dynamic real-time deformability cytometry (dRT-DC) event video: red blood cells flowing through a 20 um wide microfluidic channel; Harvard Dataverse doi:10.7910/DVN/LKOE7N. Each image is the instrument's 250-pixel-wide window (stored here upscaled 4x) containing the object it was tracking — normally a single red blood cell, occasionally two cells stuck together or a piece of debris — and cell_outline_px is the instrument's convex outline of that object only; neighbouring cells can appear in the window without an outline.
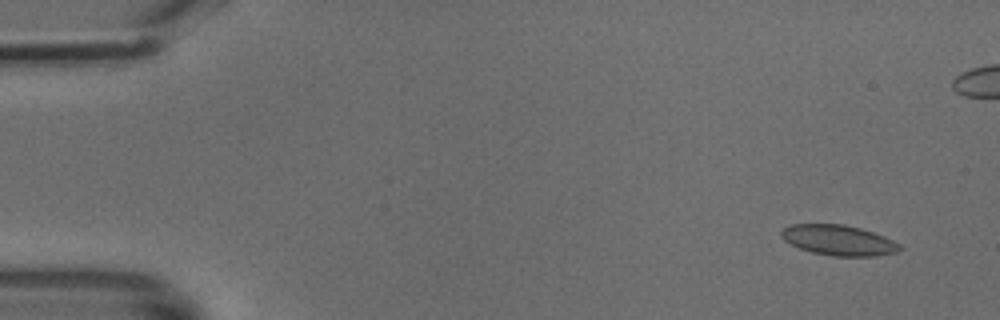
{"species": "common noctule bat (a hibernating species)", "species_latin": "Nyctalus noctula", "temperature_condition": "cold", "stored_images_in_passage": 48, "camera_frame_rate_fps": 3000, "um_per_image_px": 0.085, "animal": {"sex": "male", "body_mass_g": 18.8}, "frame": {"image": 1, "passage_image": 1, "time_ms": 0.0, "image_size_px": [1000, 320], "cell_outline_px": [[904, 248], [896, 252], [876, 256], [832, 256], [812, 252], [800, 248], [784, 240], [780, 236], [780, 232], [784, 228], [792, 224], [844, 224], [860, 228], [884, 236], [900, 244]], "centroid_in_image_um": [71.29, 20.42], "position_along_channel_um": 13.7, "area_um2": 20.92}}
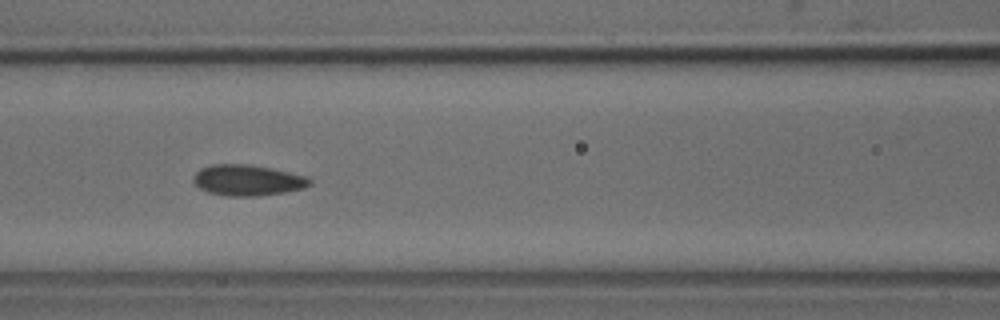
{"frame": {"image": 2, "passage_image": 19, "time_ms": 6.0, "image_size_px": [1000, 320], "cell_outline_px": [[312, 184], [304, 188], [284, 192], [256, 196], [228, 196], [208, 192], [200, 188], [192, 180], [192, 176], [200, 168], [212, 164], [248, 164], [272, 168], [308, 176], [312, 180]], "centroid_in_image_um": [21.05, 15.31], "position_along_channel_um": 145.5, "area_um2": 21.1}}
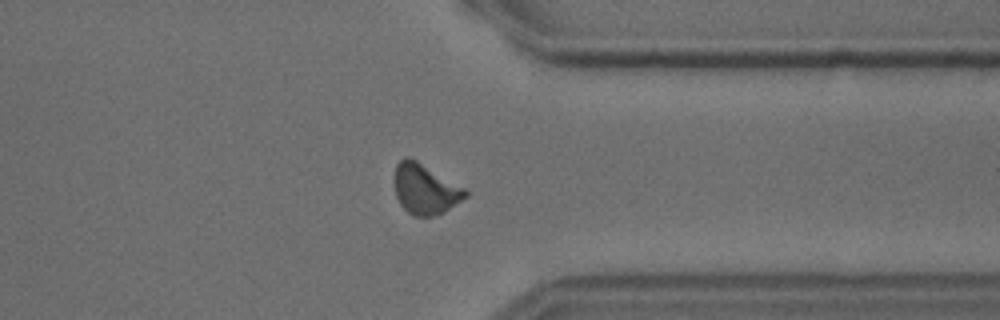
{"frame": {"image": 3, "passage_image": 36, "time_ms": 11.667, "image_size_px": [1000, 320], "cell_outline_px": [[468, 196], [444, 212], [436, 216], [412, 216], [400, 204], [396, 196], [392, 180], [392, 176], [396, 164], [400, 160], [416, 160], [464, 188], [468, 192]], "centroid_in_image_um": [36.1, 16.1], "position_along_channel_um": 375.3, "area_um2": 20.69}}